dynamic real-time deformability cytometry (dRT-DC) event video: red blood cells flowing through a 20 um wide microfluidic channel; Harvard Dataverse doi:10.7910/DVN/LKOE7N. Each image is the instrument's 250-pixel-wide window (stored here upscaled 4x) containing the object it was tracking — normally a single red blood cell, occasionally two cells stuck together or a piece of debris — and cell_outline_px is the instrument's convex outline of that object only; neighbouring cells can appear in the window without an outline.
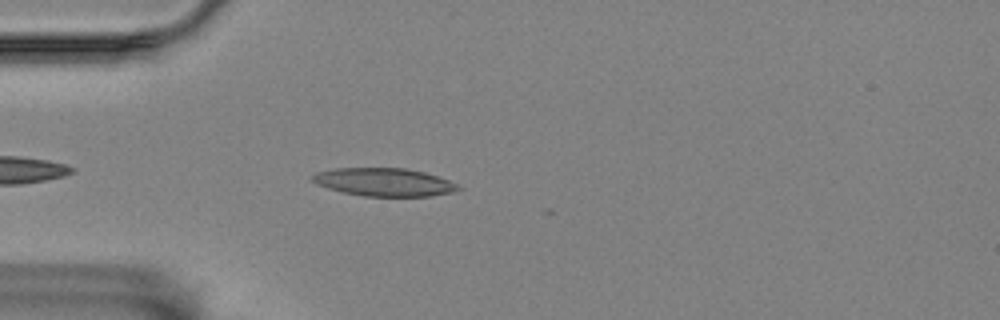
{"species": "Egyptian fruit bat (a non-hibernating species)", "species_latin": "Rousettus aegyptiacus", "temperature_condition": "room temperature", "stored_images_in_passage": 23, "camera_frame_rate_fps": 3000, "um_per_image_px": 0.085, "animal": {"sex": "female"}, "frame": {"image": 1, "passage_image": 4, "time_ms": 1.0, "image_size_px": [1000, 320], "cell_outline_px": [[464, 188], [452, 192], [428, 196], [364, 196], [344, 192], [328, 188], [316, 184], [312, 180], [312, 176], [316, 172], [336, 168], [404, 168], [424, 172], [448, 180]], "centroid_in_image_um": [32.64, 15.48], "position_along_channel_um": 52.4, "area_um2": 23.64}}
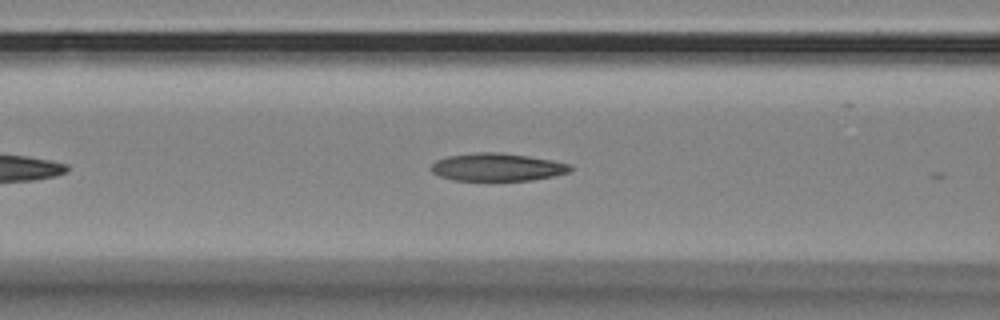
{"frame": {"image": 2, "passage_image": 11, "time_ms": 3.333, "image_size_px": [1000, 320], "cell_outline_px": [[572, 168], [568, 172], [552, 176], [532, 180], [452, 180], [440, 176], [432, 172], [428, 168], [436, 160], [448, 156], [476, 152], [500, 152], [528, 156], [552, 160], [568, 164]], "centroid_in_image_um": [42.21, 14.2], "position_along_channel_um": 124.4, "area_um2": 22.43}}
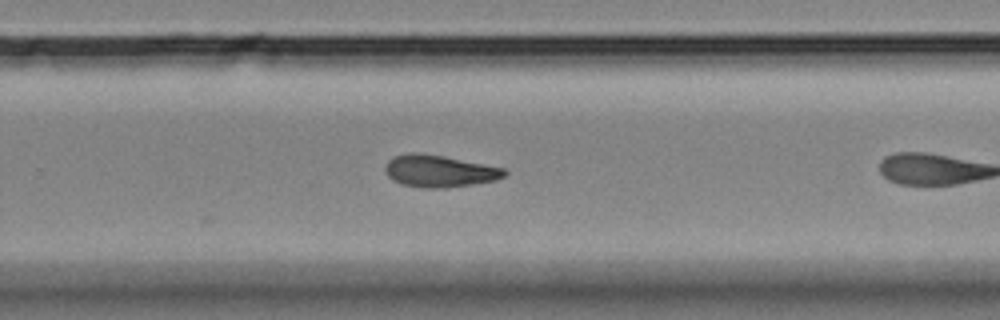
{"frame": {"image": 3, "passage_image": 22, "time_ms": 7.0, "image_size_px": [1000, 320], "cell_outline_px": [[508, 172], [504, 176], [496, 180], [472, 184], [444, 188], [424, 188], [400, 184], [392, 180], [388, 176], [384, 168], [388, 160], [396, 156], [412, 152], [444, 156], [504, 168]], "centroid_in_image_um": [37.33, 14.55], "position_along_channel_um": 292.5, "area_um2": 22.14}}